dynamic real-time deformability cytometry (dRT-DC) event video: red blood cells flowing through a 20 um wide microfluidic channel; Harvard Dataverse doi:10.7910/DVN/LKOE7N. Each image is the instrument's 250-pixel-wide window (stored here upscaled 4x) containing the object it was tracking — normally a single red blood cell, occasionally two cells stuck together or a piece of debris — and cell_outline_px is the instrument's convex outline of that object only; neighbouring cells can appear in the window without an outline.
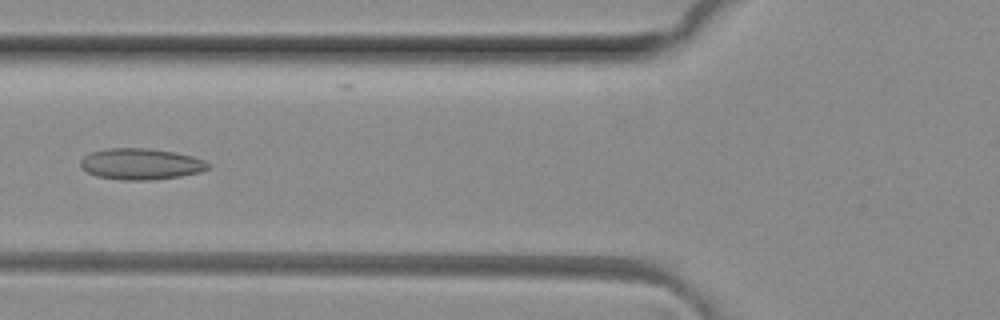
{"species": "common noctule bat (a hibernating species)", "species_latin": "Nyctalus noctula", "temperature_condition": "room temperature", "stored_images_in_passage": 6, "camera_frame_rate_fps": 3000, "um_per_image_px": 0.085, "animal": {"sex": "female", "body_mass_g": 29.2, "forearm_length_mm": 56.3}, "frame": {"image": 1, "passage_image": 5, "time_ms": 1.333, "image_size_px": [1000, 320], "cell_outline_px": [[212, 168], [200, 172], [180, 176], [152, 180], [120, 180], [96, 176], [80, 168], [80, 160], [84, 156], [92, 152], [108, 148], [148, 148], [172, 152], [192, 156], [204, 160], [212, 164]], "centroid_in_image_um": [11.99, 13.95], "position_along_channel_um": 113.8, "area_um2": 23.35}}
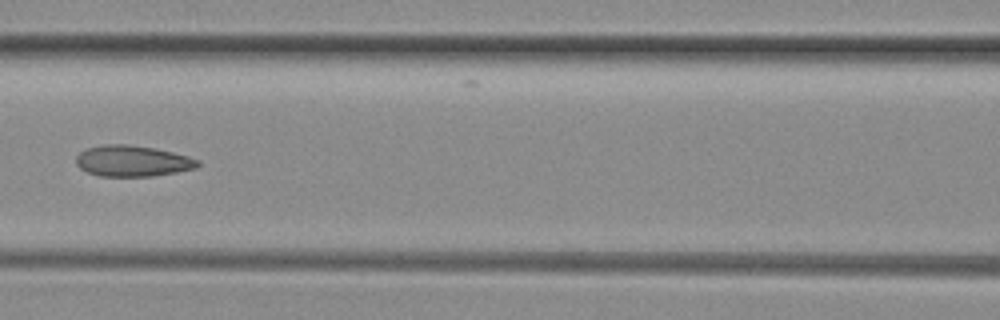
{"frame": {"image": 2, "passage_image": 6, "time_ms": 1.667, "image_size_px": [1000, 320], "cell_outline_px": [[200, 164], [196, 168], [176, 172], [152, 176], [100, 176], [88, 172], [80, 168], [76, 164], [76, 156], [80, 152], [88, 148], [104, 144], [128, 144], [152, 148], [172, 152], [188, 156], [200, 160]], "centroid_in_image_um": [11.26, 13.68], "position_along_channel_um": 155.3, "area_um2": 21.91}}